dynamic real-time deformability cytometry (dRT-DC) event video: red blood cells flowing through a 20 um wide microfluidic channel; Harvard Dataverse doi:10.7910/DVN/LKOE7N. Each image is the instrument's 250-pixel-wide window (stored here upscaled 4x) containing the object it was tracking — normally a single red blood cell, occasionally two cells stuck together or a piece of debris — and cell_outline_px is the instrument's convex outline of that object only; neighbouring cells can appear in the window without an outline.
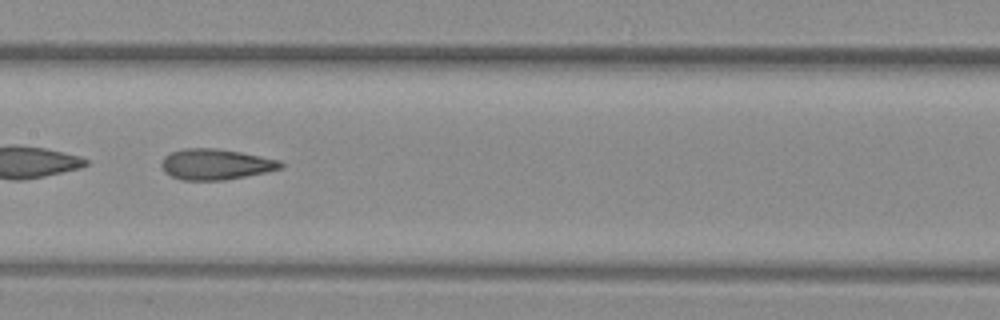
{"species": "common noctule bat (a hibernating species)", "species_latin": "Nyctalus noctula", "temperature_condition": "warm", "stored_images_in_passage": 33, "camera_frame_rate_fps": 3000, "um_per_image_px": 0.085, "animal": {"sex": "female", "body_mass_g": 29.2, "forearm_length_mm": 56.3}, "frame": {"image": 1, "passage_image": 10, "time_ms": 3.0, "image_size_px": [1000, 320], "cell_outline_px": [[284, 168], [268, 172], [224, 180], [180, 180], [164, 172], [160, 164], [164, 156], [172, 152], [184, 148], [216, 148], [240, 152], [280, 160], [284, 164]], "centroid_in_image_um": [18.34, 13.97], "position_along_channel_um": 189.1, "area_um2": 21.5}}
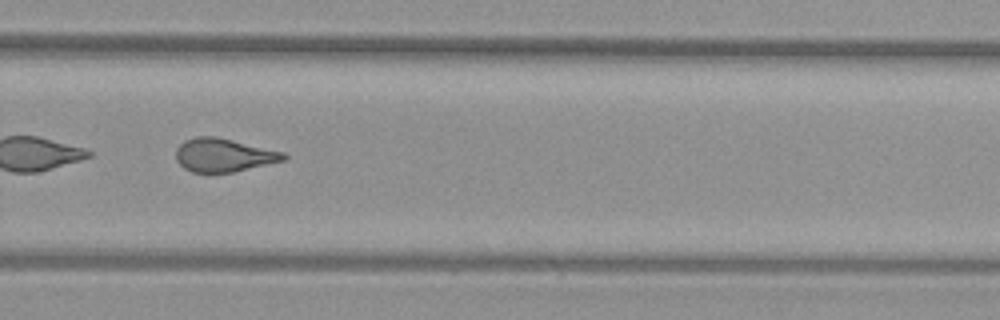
{"frame": {"image": 2, "passage_image": 19, "time_ms": 6.0, "image_size_px": [1000, 320], "cell_outline_px": [[288, 160], [232, 172], [192, 172], [184, 168], [176, 160], [176, 148], [184, 140], [196, 136], [216, 136], [284, 152], [288, 156]], "centroid_in_image_um": [19.02, 13.18], "position_along_channel_um": 310.8, "area_um2": 21.04}, "authors_computed_cell_mechanics": {"area_um2": 21.3282, "velocity_mm_per_s": 4.0787, "shape_relaxation_time_tau1_ms": 10.3416, "shape_relaxation_time_tau2_ms": 1.8487, "deformation_change_tau1": 0.276, "deformation_change_tau2": 0.1021}}